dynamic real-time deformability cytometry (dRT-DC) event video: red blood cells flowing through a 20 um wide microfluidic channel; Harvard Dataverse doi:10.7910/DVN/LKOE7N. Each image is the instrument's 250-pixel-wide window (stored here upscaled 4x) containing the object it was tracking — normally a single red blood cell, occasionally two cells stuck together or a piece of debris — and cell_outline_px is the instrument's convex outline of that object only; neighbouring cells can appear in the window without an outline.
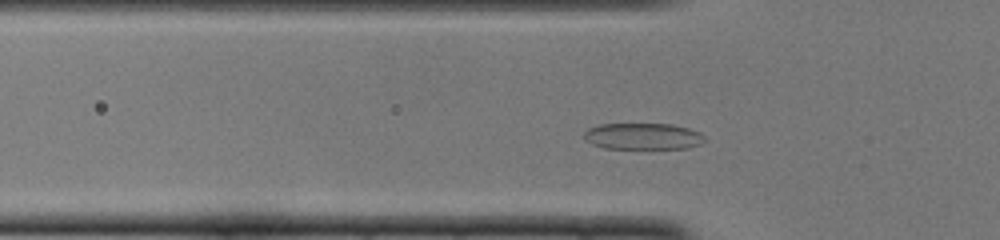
{"species": "common noctule bat (a hibernating species)", "species_latin": "Nyctalus noctula", "temperature_condition": "cold", "stored_images_in_passage": 43, "camera_frame_rate_fps": 3000, "um_per_image_px": 0.085, "animal": {"sex": "female", "body_mass_g": 22.0, "forearm_length_mm": 56.7}, "frame": {"image": 1, "passage_image": 8, "time_ms": 2.333, "image_size_px": [1000, 240], "cell_outline_px": [[704, 140], [700, 144], [688, 148], [604, 148], [592, 144], [584, 140], [584, 132], [588, 128], [600, 124], [672, 124], [688, 128], [700, 132], [704, 136]], "centroid_in_image_um": [54.63, 11.58], "position_along_channel_um": 71.2, "area_um2": 18.55}}
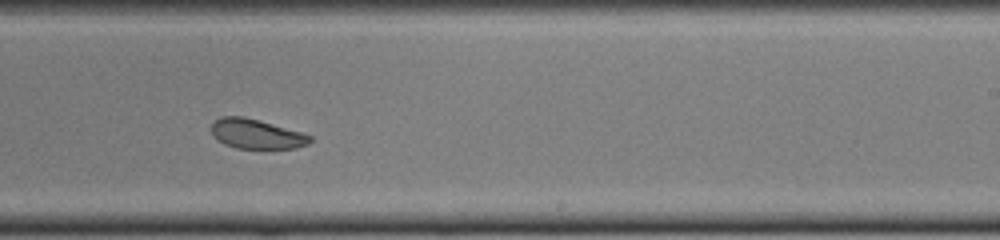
{"frame": {"image": 2, "passage_image": 23, "time_ms": 7.333, "image_size_px": [1000, 240], "cell_outline_px": [[312, 140], [308, 144], [296, 148], [236, 148], [224, 144], [212, 136], [212, 124], [220, 116], [244, 116], [260, 120], [304, 132], [312, 136]], "centroid_in_image_um": [21.82, 11.37], "position_along_channel_um": 267.2, "area_um2": 17.22}}
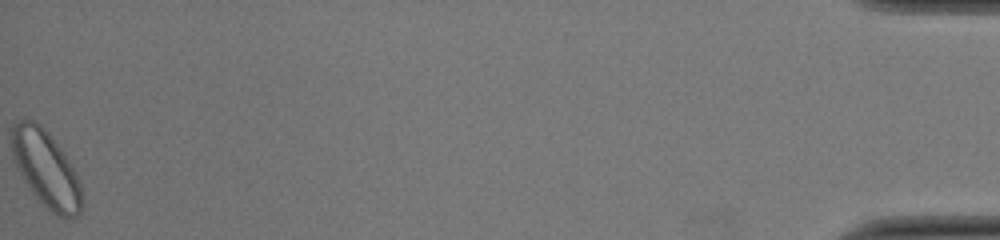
{"frame": {"image": 3, "passage_image": 43, "time_ms": 14.0, "image_size_px": [1000, 240], "cell_outline_px": [[84, 208], [76, 216], [64, 220], [52, 212], [32, 192], [24, 180], [12, 156], [12, 124], [16, 120], [24, 116], [40, 124], [48, 132], [60, 148], [76, 172], [80, 184]], "centroid_in_image_um": [3.92, 14.35], "position_along_channel_um": 431.3, "area_um2": 31.33}, "authors_computed_cell_mechanics": {"area_um2": 18.9006, "velocity_mm_per_s": 3.9271, "shape_relaxation_time_tau1_ms": 2.6645, "shape_relaxation_time_tau2_ms": 2.7662, "deformation_change_tau1": 0.108, "deformation_change_tau2": 0.0793}}